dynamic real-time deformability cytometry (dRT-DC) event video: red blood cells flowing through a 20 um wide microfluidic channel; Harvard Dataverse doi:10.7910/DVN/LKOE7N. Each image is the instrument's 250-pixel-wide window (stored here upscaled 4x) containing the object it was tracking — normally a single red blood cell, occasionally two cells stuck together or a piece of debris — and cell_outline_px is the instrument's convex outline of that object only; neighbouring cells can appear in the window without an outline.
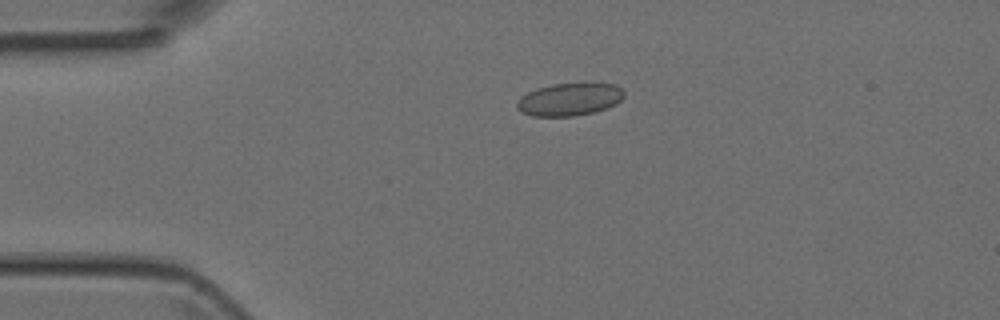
{"species": "Egyptian fruit bat (a non-hibernating species)", "species_latin": "Rousettus aegyptiacus", "temperature_condition": "room temperature", "stored_images_in_passage": 10, "camera_frame_rate_fps": 3000, "um_per_image_px": 0.085, "animal": {"sex": "female"}, "frame": {"image": 1, "passage_image": 4, "time_ms": 1.0, "image_size_px": [1000, 320], "cell_outline_px": [[624, 96], [616, 104], [592, 112], [572, 116], [532, 116], [520, 112], [516, 108], [516, 104], [528, 92], [536, 88], [552, 84], [616, 84], [624, 88]], "centroid_in_image_um": [48.41, 8.45], "position_along_channel_um": 36.6, "area_um2": 20.11}}
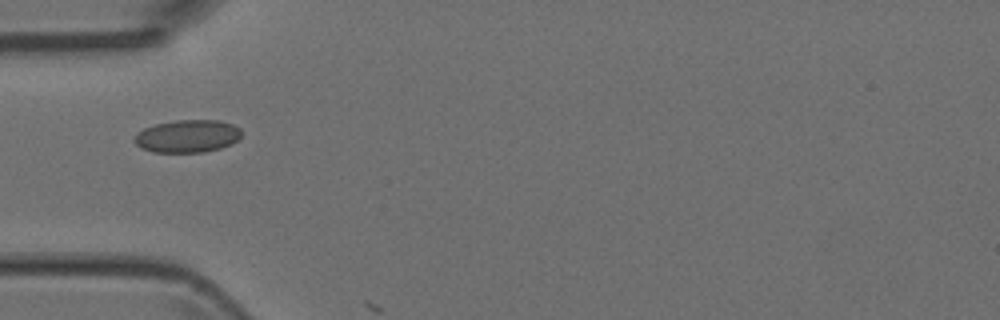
{"frame": {"image": 2, "passage_image": 9, "time_ms": 2.667, "image_size_px": [1000, 320], "cell_outline_px": [[240, 136], [232, 144], [220, 148], [204, 152], [152, 152], [140, 148], [132, 140], [136, 132], [144, 128], [156, 124], [176, 120], [220, 120], [232, 124], [240, 128]], "centroid_in_image_um": [15.89, 11.57], "position_along_channel_um": 69.1, "area_um2": 20.52}}